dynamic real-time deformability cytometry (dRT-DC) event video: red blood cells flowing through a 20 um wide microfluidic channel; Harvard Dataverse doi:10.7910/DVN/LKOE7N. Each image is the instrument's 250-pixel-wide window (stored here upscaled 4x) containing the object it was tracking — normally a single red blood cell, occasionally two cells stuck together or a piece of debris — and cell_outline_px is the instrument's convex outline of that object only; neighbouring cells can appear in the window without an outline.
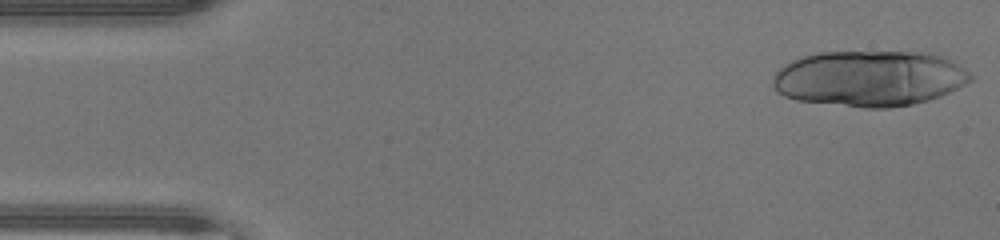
{"species": "human", "species_latin": "Homo sapiens", "temperature_condition": "warm", "stored_images_in_passage": 25, "camera_frame_rate_fps": 3000, "um_per_image_px": 0.085, "donor": {"sex": "male"}, "frame": {"image": 1, "passage_image": 1, "time_ms": 0.0, "image_size_px": [1000, 240], "cell_outline_px": [[972, 80], [940, 96], [928, 100], [912, 104], [892, 108], [864, 108], [796, 100], [784, 96], [776, 92], [772, 84], [772, 76], [784, 64], [792, 60], [804, 56], [820, 52], [924, 52], [940, 56], [972, 72]], "centroid_in_image_um": [73.86, 6.67], "position_along_channel_um": 11.1, "area_um2": 64.33}}
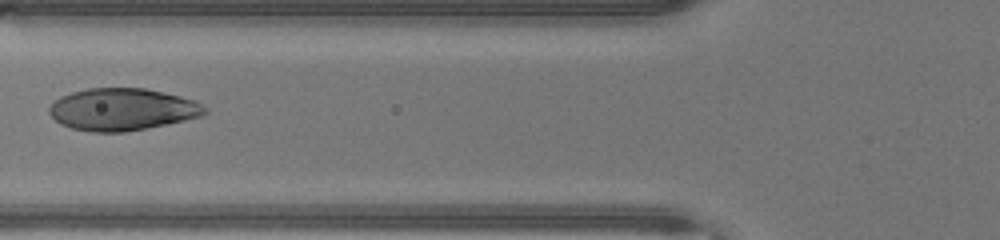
{"frame": {"image": 2, "passage_image": 17, "time_ms": 5.333, "image_size_px": [1000, 240], "cell_outline_px": [[208, 112], [200, 116], [184, 120], [124, 132], [92, 132], [72, 128], [60, 124], [48, 112], [48, 108], [60, 96], [72, 92], [88, 88], [144, 88], [180, 96], [196, 100], [204, 104], [208, 108]], "centroid_in_image_um": [10.4, 9.29], "position_along_channel_um": 115.4, "area_um2": 38.09}}
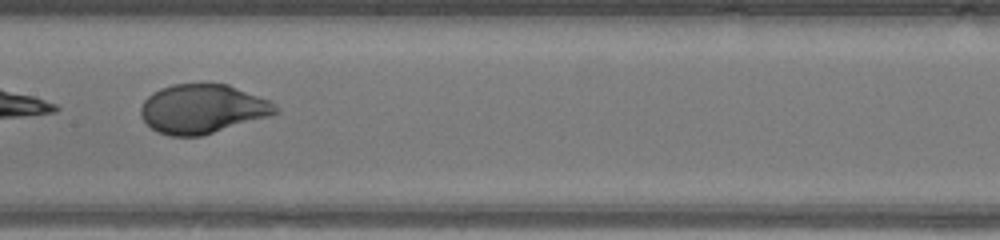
{"frame": {"image": 3, "passage_image": 22, "time_ms": 7.0, "image_size_px": [1000, 240], "cell_outline_px": [[280, 112], [268, 116], [200, 136], [168, 136], [156, 132], [140, 116], [140, 108], [144, 100], [152, 92], [160, 88], [172, 84], [228, 84], [272, 100], [280, 108]], "centroid_in_image_um": [17.22, 9.24], "position_along_channel_um": 190.2, "area_um2": 38.73}}